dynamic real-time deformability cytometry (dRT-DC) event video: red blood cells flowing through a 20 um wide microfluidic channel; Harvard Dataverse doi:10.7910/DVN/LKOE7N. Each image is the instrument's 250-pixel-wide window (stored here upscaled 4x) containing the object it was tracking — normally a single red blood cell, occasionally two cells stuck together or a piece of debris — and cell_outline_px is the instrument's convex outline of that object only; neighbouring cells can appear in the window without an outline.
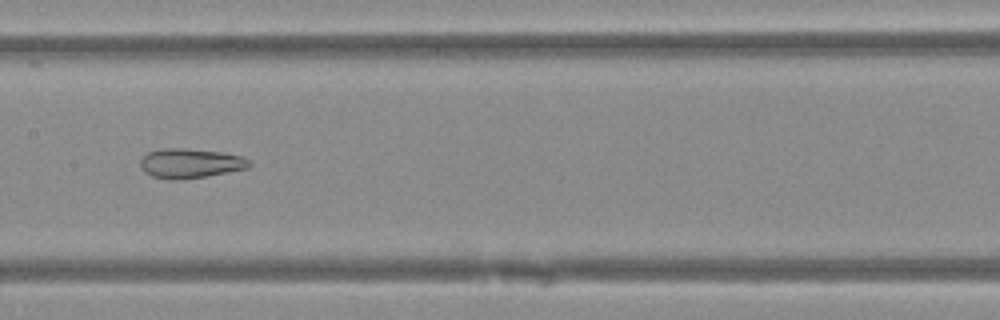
{"species": "Egyptian fruit bat (a non-hibernating species)", "species_latin": "Rousettus aegyptiacus", "temperature_condition": "warm", "stored_images_in_passage": 46, "camera_frame_rate_fps": 3000, "um_per_image_px": 0.085, "animal": {"sex": "female"}, "frame": {"image": 1, "passage_image": 21, "time_ms": 6.667, "image_size_px": [1000, 320], "cell_outline_px": [[252, 164], [248, 168], [204, 176], [168, 180], [152, 176], [144, 172], [140, 164], [140, 160], [148, 152], [160, 148], [188, 148], [220, 152], [244, 156], [252, 160]], "centroid_in_image_um": [16.19, 13.86], "position_along_channel_um": 191.2, "area_um2": 18.79}}
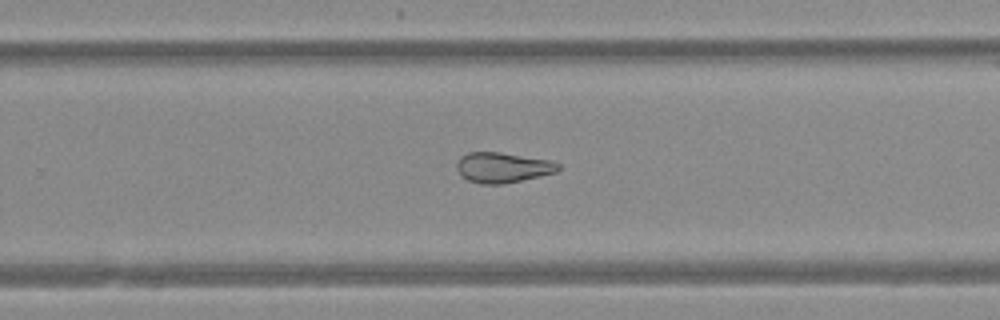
{"frame": {"image": 2, "passage_image": 28, "time_ms": 9.0, "image_size_px": [1000, 320], "cell_outline_px": [[560, 168], [556, 172], [540, 176], [500, 184], [480, 184], [468, 180], [456, 168], [456, 164], [460, 156], [468, 152], [500, 152], [552, 160], [560, 164]], "centroid_in_image_um": [42.74, 14.22], "position_along_channel_um": 287.1, "area_um2": 17.86}}
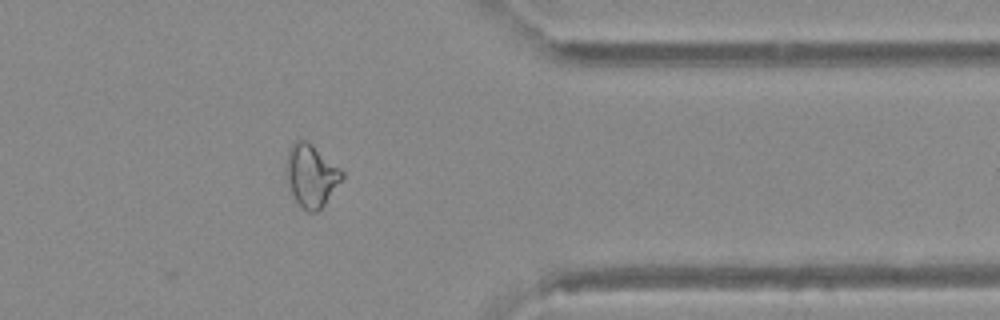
{"frame": {"image": 3, "passage_image": 36, "time_ms": 11.667, "image_size_px": [1000, 320], "cell_outline_px": [[344, 176], [324, 204], [316, 212], [308, 212], [296, 200], [292, 192], [284, 172], [288, 148], [296, 140], [304, 140], [312, 144], [340, 168], [344, 172]], "centroid_in_image_um": [26.43, 14.89], "position_along_channel_um": 385.0, "area_um2": 20.06}}